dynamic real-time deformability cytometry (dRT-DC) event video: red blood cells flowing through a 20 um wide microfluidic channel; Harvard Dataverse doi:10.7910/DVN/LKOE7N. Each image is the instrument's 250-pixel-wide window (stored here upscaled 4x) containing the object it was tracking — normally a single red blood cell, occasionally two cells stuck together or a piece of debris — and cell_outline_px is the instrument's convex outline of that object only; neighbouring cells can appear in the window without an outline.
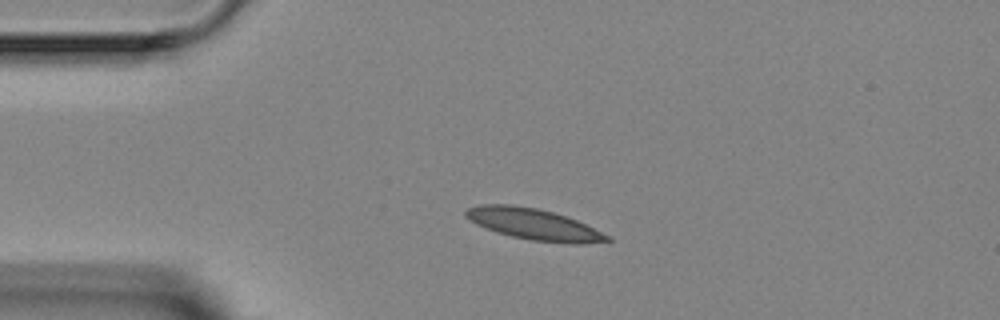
{"species": "Egyptian fruit bat (a non-hibernating species)", "species_latin": "Rousettus aegyptiacus", "temperature_condition": "room temperature", "stored_images_in_passage": 2, "camera_frame_rate_fps": 3000, "um_per_image_px": 0.085, "animal": {"sex": "female"}, "frame": {"image": 1, "passage_image": 1, "time_ms": 0.0, "image_size_px": [1000, 320], "cell_outline_px": [[612, 240], [580, 244], [576, 244], [532, 240], [512, 236], [496, 232], [484, 228], [476, 224], [464, 216], [464, 212], [468, 208], [480, 204], [512, 204], [536, 208], [552, 212], [576, 220], [608, 236]], "centroid_in_image_um": [45.28, 19.05], "position_along_channel_um": 39.7, "area_um2": 25.32}}